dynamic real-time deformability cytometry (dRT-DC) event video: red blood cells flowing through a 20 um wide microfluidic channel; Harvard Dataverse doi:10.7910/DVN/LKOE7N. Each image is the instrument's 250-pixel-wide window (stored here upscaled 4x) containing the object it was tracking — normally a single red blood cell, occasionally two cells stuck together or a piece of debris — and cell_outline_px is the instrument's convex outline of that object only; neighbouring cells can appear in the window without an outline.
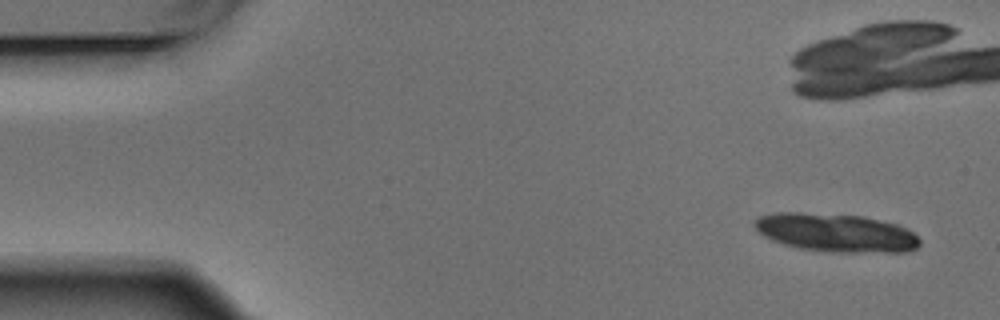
{"species": "Egyptian fruit bat (a non-hibernating species)", "species_latin": "Rousettus aegyptiacus", "temperature_condition": "warm", "stored_images_in_passage": 4, "camera_frame_rate_fps": 3000, "um_per_image_px": 0.085, "animal": {"sex": "male"}, "frame": {"image": 1, "passage_image": 1, "time_ms": 0.0, "image_size_px": [1000, 320], "cell_outline_px": [[920, 244], [916, 248], [904, 252], [832, 252], [800, 248], [784, 244], [772, 240], [764, 236], [752, 224], [752, 220], [760, 216], [776, 212], [800, 212], [864, 216], [892, 224], [904, 228], [912, 232], [920, 240]], "centroid_in_image_um": [71.0, 19.78], "position_along_channel_um": 14.0, "area_um2": 36.7}}